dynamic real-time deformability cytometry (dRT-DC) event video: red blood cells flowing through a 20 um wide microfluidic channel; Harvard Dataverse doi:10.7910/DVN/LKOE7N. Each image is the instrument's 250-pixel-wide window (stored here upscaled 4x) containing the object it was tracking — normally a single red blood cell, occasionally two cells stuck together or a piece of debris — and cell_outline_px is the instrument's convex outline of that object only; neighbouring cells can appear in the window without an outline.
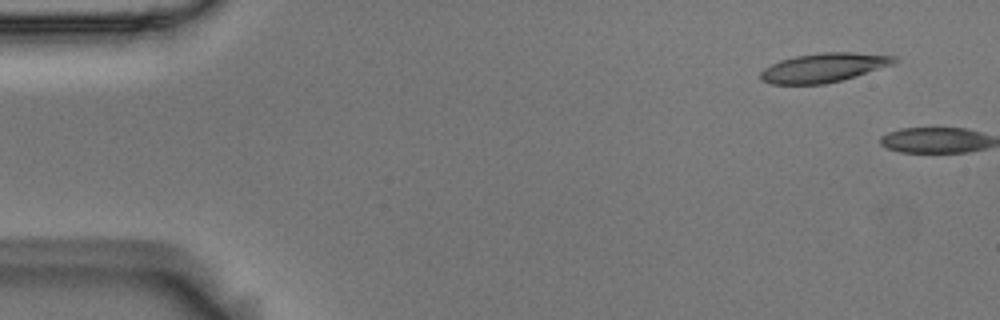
{"species": "Egyptian fruit bat (a non-hibernating species)", "species_latin": "Rousettus aegyptiacus", "temperature_condition": "room temperature", "stored_images_in_passage": 2, "camera_frame_rate_fps": 3000, "um_per_image_px": 0.085, "animal": {"sex": "male"}, "frame": {"image": 1, "passage_image": 1, "time_ms": 0.0, "image_size_px": [1000, 320], "cell_outline_px": [[896, 60], [892, 64], [856, 76], [824, 84], [772, 84], [760, 80], [760, 72], [764, 68], [780, 60], [796, 56], [820, 52], [852, 52], [896, 56]], "centroid_in_image_um": [69.97, 5.75], "position_along_channel_um": 15.0, "area_um2": 22.48}}